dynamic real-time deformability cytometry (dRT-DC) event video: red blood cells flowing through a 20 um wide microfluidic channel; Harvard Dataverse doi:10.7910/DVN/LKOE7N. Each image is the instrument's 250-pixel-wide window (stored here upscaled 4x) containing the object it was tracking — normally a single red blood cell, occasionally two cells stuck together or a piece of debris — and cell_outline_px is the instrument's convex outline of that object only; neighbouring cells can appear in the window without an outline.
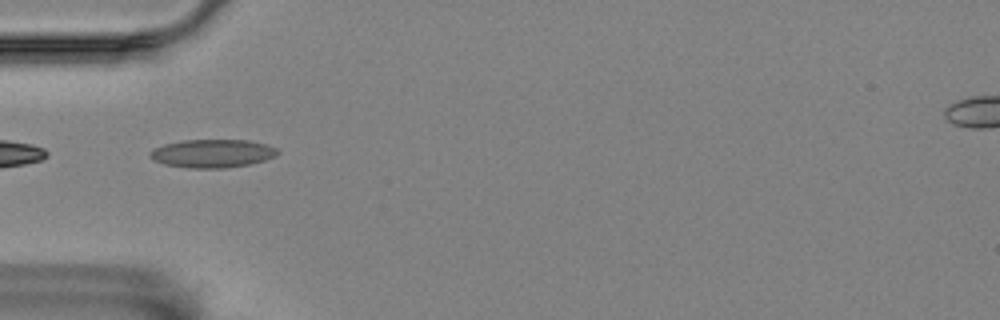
{"species": "Egyptian fruit bat (a non-hibernating species)", "species_latin": "Rousettus aegyptiacus", "temperature_condition": "room temperature", "stored_images_in_passage": 3, "camera_frame_rate_fps": 3000, "um_per_image_px": 0.085, "animal": {"sex": "female"}, "frame": {"image": 1, "passage_image": 1, "time_ms": 0.0, "image_size_px": [1000, 320], "cell_outline_px": [[280, 152], [276, 156], [264, 160], [248, 164], [224, 168], [192, 168], [164, 164], [152, 160], [148, 156], [148, 152], [164, 144], [184, 140], [248, 140], [264, 144], [276, 148]], "centroid_in_image_um": [18.03, 13.04], "position_along_channel_um": 67.0, "area_um2": 20.92}}
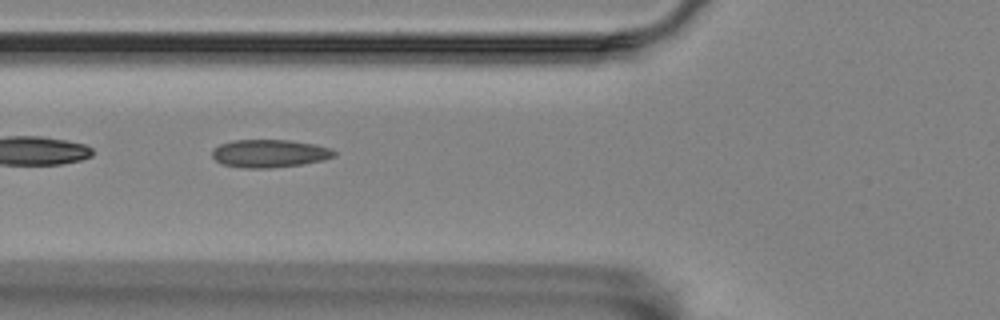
{"frame": {"image": 2, "passage_image": 2, "time_ms": 0.333, "image_size_px": [1000, 320], "cell_outline_px": [[336, 156], [324, 160], [304, 164], [272, 168], [244, 168], [220, 164], [212, 156], [212, 148], [220, 144], [232, 140], [288, 140], [316, 144], [332, 148], [336, 152]], "centroid_in_image_um": [22.92, 13.05], "position_along_channel_um": 102.9, "area_um2": 20.17}}